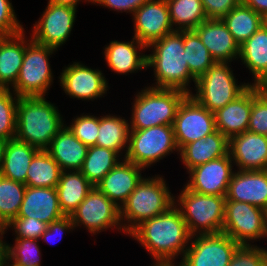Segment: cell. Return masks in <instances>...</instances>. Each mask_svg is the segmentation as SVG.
<instances>
[{
    "instance_id": "f1b7e54d",
    "label": "cell",
    "mask_w": 267,
    "mask_h": 266,
    "mask_svg": "<svg viewBox=\"0 0 267 266\" xmlns=\"http://www.w3.org/2000/svg\"><path fill=\"white\" fill-rule=\"evenodd\" d=\"M39 149L19 141L9 139L2 159L0 175L4 178L26 184V174L31 161Z\"/></svg>"
},
{
    "instance_id": "ac0fdd59",
    "label": "cell",
    "mask_w": 267,
    "mask_h": 266,
    "mask_svg": "<svg viewBox=\"0 0 267 266\" xmlns=\"http://www.w3.org/2000/svg\"><path fill=\"white\" fill-rule=\"evenodd\" d=\"M228 153L237 170H267V136L245 131L229 139Z\"/></svg>"
},
{
    "instance_id": "277c9868",
    "label": "cell",
    "mask_w": 267,
    "mask_h": 266,
    "mask_svg": "<svg viewBox=\"0 0 267 266\" xmlns=\"http://www.w3.org/2000/svg\"><path fill=\"white\" fill-rule=\"evenodd\" d=\"M164 176H144L120 208L123 231L129 235L142 222L164 213L174 205Z\"/></svg>"
},
{
    "instance_id": "52a82bcc",
    "label": "cell",
    "mask_w": 267,
    "mask_h": 266,
    "mask_svg": "<svg viewBox=\"0 0 267 266\" xmlns=\"http://www.w3.org/2000/svg\"><path fill=\"white\" fill-rule=\"evenodd\" d=\"M58 51L55 48L26 38V47L16 83L10 88L19 97H45L54 83L50 68L51 55ZM50 57V58H49Z\"/></svg>"
},
{
    "instance_id": "cb8c5ba5",
    "label": "cell",
    "mask_w": 267,
    "mask_h": 266,
    "mask_svg": "<svg viewBox=\"0 0 267 266\" xmlns=\"http://www.w3.org/2000/svg\"><path fill=\"white\" fill-rule=\"evenodd\" d=\"M252 109V85L241 95L214 112L216 130L228 140L247 131Z\"/></svg>"
},
{
    "instance_id": "4dcf8cb0",
    "label": "cell",
    "mask_w": 267,
    "mask_h": 266,
    "mask_svg": "<svg viewBox=\"0 0 267 266\" xmlns=\"http://www.w3.org/2000/svg\"><path fill=\"white\" fill-rule=\"evenodd\" d=\"M129 133L130 125L124 117L113 114L100 116L96 146L114 150L120 156H123L122 158H125L128 149Z\"/></svg>"
},
{
    "instance_id": "7dc6e473",
    "label": "cell",
    "mask_w": 267,
    "mask_h": 266,
    "mask_svg": "<svg viewBox=\"0 0 267 266\" xmlns=\"http://www.w3.org/2000/svg\"><path fill=\"white\" fill-rule=\"evenodd\" d=\"M149 0H96L95 5H101L104 8L117 11L118 13L126 12L132 14Z\"/></svg>"
},
{
    "instance_id": "1f68e13d",
    "label": "cell",
    "mask_w": 267,
    "mask_h": 266,
    "mask_svg": "<svg viewBox=\"0 0 267 266\" xmlns=\"http://www.w3.org/2000/svg\"><path fill=\"white\" fill-rule=\"evenodd\" d=\"M62 169L47 150H39L26 174V186L56 188Z\"/></svg>"
},
{
    "instance_id": "74e56055",
    "label": "cell",
    "mask_w": 267,
    "mask_h": 266,
    "mask_svg": "<svg viewBox=\"0 0 267 266\" xmlns=\"http://www.w3.org/2000/svg\"><path fill=\"white\" fill-rule=\"evenodd\" d=\"M9 263L14 266H41L39 241L30 238H15V245L8 246Z\"/></svg>"
},
{
    "instance_id": "9c48e42d",
    "label": "cell",
    "mask_w": 267,
    "mask_h": 266,
    "mask_svg": "<svg viewBox=\"0 0 267 266\" xmlns=\"http://www.w3.org/2000/svg\"><path fill=\"white\" fill-rule=\"evenodd\" d=\"M174 151L179 155L173 125L153 126L130 130L125 159L146 169Z\"/></svg>"
},
{
    "instance_id": "4316f807",
    "label": "cell",
    "mask_w": 267,
    "mask_h": 266,
    "mask_svg": "<svg viewBox=\"0 0 267 266\" xmlns=\"http://www.w3.org/2000/svg\"><path fill=\"white\" fill-rule=\"evenodd\" d=\"M25 30L0 39V87L10 89L19 75L26 47Z\"/></svg>"
},
{
    "instance_id": "c3c4849f",
    "label": "cell",
    "mask_w": 267,
    "mask_h": 266,
    "mask_svg": "<svg viewBox=\"0 0 267 266\" xmlns=\"http://www.w3.org/2000/svg\"><path fill=\"white\" fill-rule=\"evenodd\" d=\"M7 225L0 222V266H7V263L9 261L8 256V246L9 243H7L4 238V234L7 233Z\"/></svg>"
},
{
    "instance_id": "8d00e7d4",
    "label": "cell",
    "mask_w": 267,
    "mask_h": 266,
    "mask_svg": "<svg viewBox=\"0 0 267 266\" xmlns=\"http://www.w3.org/2000/svg\"><path fill=\"white\" fill-rule=\"evenodd\" d=\"M26 185L0 175V222L8 225L17 217Z\"/></svg>"
},
{
    "instance_id": "83f0119b",
    "label": "cell",
    "mask_w": 267,
    "mask_h": 266,
    "mask_svg": "<svg viewBox=\"0 0 267 266\" xmlns=\"http://www.w3.org/2000/svg\"><path fill=\"white\" fill-rule=\"evenodd\" d=\"M239 58L253 76L251 85L262 86L267 81V29L261 26L240 45Z\"/></svg>"
},
{
    "instance_id": "ffe728a7",
    "label": "cell",
    "mask_w": 267,
    "mask_h": 266,
    "mask_svg": "<svg viewBox=\"0 0 267 266\" xmlns=\"http://www.w3.org/2000/svg\"><path fill=\"white\" fill-rule=\"evenodd\" d=\"M142 170L145 169L123 158L96 187L121 208L144 177Z\"/></svg>"
},
{
    "instance_id": "60d3db41",
    "label": "cell",
    "mask_w": 267,
    "mask_h": 266,
    "mask_svg": "<svg viewBox=\"0 0 267 266\" xmlns=\"http://www.w3.org/2000/svg\"><path fill=\"white\" fill-rule=\"evenodd\" d=\"M73 135L84 145L95 146L99 130V116L82 114L74 117L67 126Z\"/></svg>"
},
{
    "instance_id": "6da1fadb",
    "label": "cell",
    "mask_w": 267,
    "mask_h": 266,
    "mask_svg": "<svg viewBox=\"0 0 267 266\" xmlns=\"http://www.w3.org/2000/svg\"><path fill=\"white\" fill-rule=\"evenodd\" d=\"M128 236L149 252L153 257V264H177L176 259L183 258L192 237L175 205L142 222Z\"/></svg>"
},
{
    "instance_id": "b9f144b4",
    "label": "cell",
    "mask_w": 267,
    "mask_h": 266,
    "mask_svg": "<svg viewBox=\"0 0 267 266\" xmlns=\"http://www.w3.org/2000/svg\"><path fill=\"white\" fill-rule=\"evenodd\" d=\"M267 249L253 245H239L228 266H266Z\"/></svg>"
},
{
    "instance_id": "f6af8a7d",
    "label": "cell",
    "mask_w": 267,
    "mask_h": 266,
    "mask_svg": "<svg viewBox=\"0 0 267 266\" xmlns=\"http://www.w3.org/2000/svg\"><path fill=\"white\" fill-rule=\"evenodd\" d=\"M207 19H222L242 0H201Z\"/></svg>"
},
{
    "instance_id": "5bb4252c",
    "label": "cell",
    "mask_w": 267,
    "mask_h": 266,
    "mask_svg": "<svg viewBox=\"0 0 267 266\" xmlns=\"http://www.w3.org/2000/svg\"><path fill=\"white\" fill-rule=\"evenodd\" d=\"M77 8L47 2L41 18L33 26L31 38L43 45L58 50L71 35L76 20Z\"/></svg>"
},
{
    "instance_id": "5b68a950",
    "label": "cell",
    "mask_w": 267,
    "mask_h": 266,
    "mask_svg": "<svg viewBox=\"0 0 267 266\" xmlns=\"http://www.w3.org/2000/svg\"><path fill=\"white\" fill-rule=\"evenodd\" d=\"M177 89H160L145 86L138 90L132 102L130 130L153 126L173 125L180 103L187 96Z\"/></svg>"
},
{
    "instance_id": "ab89813d",
    "label": "cell",
    "mask_w": 267,
    "mask_h": 266,
    "mask_svg": "<svg viewBox=\"0 0 267 266\" xmlns=\"http://www.w3.org/2000/svg\"><path fill=\"white\" fill-rule=\"evenodd\" d=\"M247 131L267 136V93L252 85V109Z\"/></svg>"
},
{
    "instance_id": "e575fe53",
    "label": "cell",
    "mask_w": 267,
    "mask_h": 266,
    "mask_svg": "<svg viewBox=\"0 0 267 266\" xmlns=\"http://www.w3.org/2000/svg\"><path fill=\"white\" fill-rule=\"evenodd\" d=\"M120 159L122 158L114 150L96 145L90 146L79 171L93 186H96L119 163Z\"/></svg>"
},
{
    "instance_id": "ba28073f",
    "label": "cell",
    "mask_w": 267,
    "mask_h": 266,
    "mask_svg": "<svg viewBox=\"0 0 267 266\" xmlns=\"http://www.w3.org/2000/svg\"><path fill=\"white\" fill-rule=\"evenodd\" d=\"M229 62H215L196 80L195 93L190 95L212 113L241 95L251 83H240Z\"/></svg>"
},
{
    "instance_id": "836d02e7",
    "label": "cell",
    "mask_w": 267,
    "mask_h": 266,
    "mask_svg": "<svg viewBox=\"0 0 267 266\" xmlns=\"http://www.w3.org/2000/svg\"><path fill=\"white\" fill-rule=\"evenodd\" d=\"M166 3L175 31L194 30L207 19L201 0H166Z\"/></svg>"
},
{
    "instance_id": "7402d4cb",
    "label": "cell",
    "mask_w": 267,
    "mask_h": 266,
    "mask_svg": "<svg viewBox=\"0 0 267 266\" xmlns=\"http://www.w3.org/2000/svg\"><path fill=\"white\" fill-rule=\"evenodd\" d=\"M103 48V56L107 66L114 73L121 75H129V73H137L146 69L147 62V47L140 43L134 36L131 41H110L108 45ZM142 52V53H141Z\"/></svg>"
},
{
    "instance_id": "484cf974",
    "label": "cell",
    "mask_w": 267,
    "mask_h": 266,
    "mask_svg": "<svg viewBox=\"0 0 267 266\" xmlns=\"http://www.w3.org/2000/svg\"><path fill=\"white\" fill-rule=\"evenodd\" d=\"M88 146L77 139L65 124L52 139L47 149L62 171H79L88 152Z\"/></svg>"
},
{
    "instance_id": "d6a6232c",
    "label": "cell",
    "mask_w": 267,
    "mask_h": 266,
    "mask_svg": "<svg viewBox=\"0 0 267 266\" xmlns=\"http://www.w3.org/2000/svg\"><path fill=\"white\" fill-rule=\"evenodd\" d=\"M222 21L239 46L262 26V16L243 3L232 9Z\"/></svg>"
},
{
    "instance_id": "11a10c76",
    "label": "cell",
    "mask_w": 267,
    "mask_h": 266,
    "mask_svg": "<svg viewBox=\"0 0 267 266\" xmlns=\"http://www.w3.org/2000/svg\"><path fill=\"white\" fill-rule=\"evenodd\" d=\"M261 87L267 93V81Z\"/></svg>"
},
{
    "instance_id": "8fae6325",
    "label": "cell",
    "mask_w": 267,
    "mask_h": 266,
    "mask_svg": "<svg viewBox=\"0 0 267 266\" xmlns=\"http://www.w3.org/2000/svg\"><path fill=\"white\" fill-rule=\"evenodd\" d=\"M70 217L74 228L83 226L92 235L110 228L125 234L120 219V208L96 186L88 192Z\"/></svg>"
},
{
    "instance_id": "f907efd6",
    "label": "cell",
    "mask_w": 267,
    "mask_h": 266,
    "mask_svg": "<svg viewBox=\"0 0 267 266\" xmlns=\"http://www.w3.org/2000/svg\"><path fill=\"white\" fill-rule=\"evenodd\" d=\"M82 0H49L48 2L57 4V5H64V6H71L74 8H77V5H79V3ZM88 2V3H92L95 4L96 0H83L82 2Z\"/></svg>"
},
{
    "instance_id": "9f6ffc18",
    "label": "cell",
    "mask_w": 267,
    "mask_h": 266,
    "mask_svg": "<svg viewBox=\"0 0 267 266\" xmlns=\"http://www.w3.org/2000/svg\"><path fill=\"white\" fill-rule=\"evenodd\" d=\"M266 239H267V211H266Z\"/></svg>"
},
{
    "instance_id": "9a60e30c",
    "label": "cell",
    "mask_w": 267,
    "mask_h": 266,
    "mask_svg": "<svg viewBox=\"0 0 267 266\" xmlns=\"http://www.w3.org/2000/svg\"><path fill=\"white\" fill-rule=\"evenodd\" d=\"M59 82L70 98L93 101L105 97L109 90L108 81L101 69H93L81 62H73L60 72Z\"/></svg>"
},
{
    "instance_id": "7bdbcfd3",
    "label": "cell",
    "mask_w": 267,
    "mask_h": 266,
    "mask_svg": "<svg viewBox=\"0 0 267 266\" xmlns=\"http://www.w3.org/2000/svg\"><path fill=\"white\" fill-rule=\"evenodd\" d=\"M47 226L48 224L34 218L16 217L7 225V228L15 232V238L40 240Z\"/></svg>"
},
{
    "instance_id": "d6986e66",
    "label": "cell",
    "mask_w": 267,
    "mask_h": 266,
    "mask_svg": "<svg viewBox=\"0 0 267 266\" xmlns=\"http://www.w3.org/2000/svg\"><path fill=\"white\" fill-rule=\"evenodd\" d=\"M226 200L245 202L267 211V170H235Z\"/></svg>"
},
{
    "instance_id": "db71d44e",
    "label": "cell",
    "mask_w": 267,
    "mask_h": 266,
    "mask_svg": "<svg viewBox=\"0 0 267 266\" xmlns=\"http://www.w3.org/2000/svg\"><path fill=\"white\" fill-rule=\"evenodd\" d=\"M153 264H151L152 266ZM153 266H178V264L174 263V264H159V263H154Z\"/></svg>"
},
{
    "instance_id": "7c38bea8",
    "label": "cell",
    "mask_w": 267,
    "mask_h": 266,
    "mask_svg": "<svg viewBox=\"0 0 267 266\" xmlns=\"http://www.w3.org/2000/svg\"><path fill=\"white\" fill-rule=\"evenodd\" d=\"M239 244L224 233L191 237L178 266H228Z\"/></svg>"
},
{
    "instance_id": "30bf717a",
    "label": "cell",
    "mask_w": 267,
    "mask_h": 266,
    "mask_svg": "<svg viewBox=\"0 0 267 266\" xmlns=\"http://www.w3.org/2000/svg\"><path fill=\"white\" fill-rule=\"evenodd\" d=\"M266 211L245 202L226 200L222 233L239 245L266 238Z\"/></svg>"
},
{
    "instance_id": "ee69618b",
    "label": "cell",
    "mask_w": 267,
    "mask_h": 266,
    "mask_svg": "<svg viewBox=\"0 0 267 266\" xmlns=\"http://www.w3.org/2000/svg\"><path fill=\"white\" fill-rule=\"evenodd\" d=\"M10 1L0 0V34L3 36H13L25 30Z\"/></svg>"
},
{
    "instance_id": "816d5d0a",
    "label": "cell",
    "mask_w": 267,
    "mask_h": 266,
    "mask_svg": "<svg viewBox=\"0 0 267 266\" xmlns=\"http://www.w3.org/2000/svg\"><path fill=\"white\" fill-rule=\"evenodd\" d=\"M8 140L5 138H0V169H1V164H2V159L5 153V148L7 145Z\"/></svg>"
},
{
    "instance_id": "8992f818",
    "label": "cell",
    "mask_w": 267,
    "mask_h": 266,
    "mask_svg": "<svg viewBox=\"0 0 267 266\" xmlns=\"http://www.w3.org/2000/svg\"><path fill=\"white\" fill-rule=\"evenodd\" d=\"M226 196L203 195L185 186L174 198L192 236L222 233Z\"/></svg>"
},
{
    "instance_id": "f35d334b",
    "label": "cell",
    "mask_w": 267,
    "mask_h": 266,
    "mask_svg": "<svg viewBox=\"0 0 267 266\" xmlns=\"http://www.w3.org/2000/svg\"><path fill=\"white\" fill-rule=\"evenodd\" d=\"M18 100L14 91L0 88V138H15Z\"/></svg>"
},
{
    "instance_id": "d4e9b609",
    "label": "cell",
    "mask_w": 267,
    "mask_h": 266,
    "mask_svg": "<svg viewBox=\"0 0 267 266\" xmlns=\"http://www.w3.org/2000/svg\"><path fill=\"white\" fill-rule=\"evenodd\" d=\"M229 140L218 130L197 141L186 144L179 157L186 171L228 154Z\"/></svg>"
},
{
    "instance_id": "7a4b0ae2",
    "label": "cell",
    "mask_w": 267,
    "mask_h": 266,
    "mask_svg": "<svg viewBox=\"0 0 267 266\" xmlns=\"http://www.w3.org/2000/svg\"><path fill=\"white\" fill-rule=\"evenodd\" d=\"M147 49L146 68H153L155 81L150 87L177 89L190 95V83L196 79L190 74L184 54V31H174L151 43ZM191 89V90H190Z\"/></svg>"
},
{
    "instance_id": "603a6c76",
    "label": "cell",
    "mask_w": 267,
    "mask_h": 266,
    "mask_svg": "<svg viewBox=\"0 0 267 266\" xmlns=\"http://www.w3.org/2000/svg\"><path fill=\"white\" fill-rule=\"evenodd\" d=\"M64 216L56 188L26 186L17 217L34 218L49 225Z\"/></svg>"
},
{
    "instance_id": "2e32d148",
    "label": "cell",
    "mask_w": 267,
    "mask_h": 266,
    "mask_svg": "<svg viewBox=\"0 0 267 266\" xmlns=\"http://www.w3.org/2000/svg\"><path fill=\"white\" fill-rule=\"evenodd\" d=\"M234 164L229 153L188 170L187 189L203 195L226 196Z\"/></svg>"
},
{
    "instance_id": "f5cc1de1",
    "label": "cell",
    "mask_w": 267,
    "mask_h": 266,
    "mask_svg": "<svg viewBox=\"0 0 267 266\" xmlns=\"http://www.w3.org/2000/svg\"><path fill=\"white\" fill-rule=\"evenodd\" d=\"M262 26L267 29V13L262 16Z\"/></svg>"
},
{
    "instance_id": "4fadbf2b",
    "label": "cell",
    "mask_w": 267,
    "mask_h": 266,
    "mask_svg": "<svg viewBox=\"0 0 267 266\" xmlns=\"http://www.w3.org/2000/svg\"><path fill=\"white\" fill-rule=\"evenodd\" d=\"M173 129L180 151L186 144L216 131L214 113L199 104L191 95H187L178 107Z\"/></svg>"
},
{
    "instance_id": "3957f363",
    "label": "cell",
    "mask_w": 267,
    "mask_h": 266,
    "mask_svg": "<svg viewBox=\"0 0 267 266\" xmlns=\"http://www.w3.org/2000/svg\"><path fill=\"white\" fill-rule=\"evenodd\" d=\"M59 112L45 97H19L15 138L39 150H47L66 122Z\"/></svg>"
},
{
    "instance_id": "bcb514c9",
    "label": "cell",
    "mask_w": 267,
    "mask_h": 266,
    "mask_svg": "<svg viewBox=\"0 0 267 266\" xmlns=\"http://www.w3.org/2000/svg\"><path fill=\"white\" fill-rule=\"evenodd\" d=\"M74 229V224L72 223V219L70 216H64L62 218H60L59 220L53 221L51 222L48 226L46 231L41 235L40 240L42 239L43 241H45L46 243H52V240L55 243V240H57L56 242H59V240H61V237L63 236L64 232H69V231H73ZM55 236H59L60 239L57 237L54 238ZM54 238V239H53Z\"/></svg>"
},
{
    "instance_id": "681fc988",
    "label": "cell",
    "mask_w": 267,
    "mask_h": 266,
    "mask_svg": "<svg viewBox=\"0 0 267 266\" xmlns=\"http://www.w3.org/2000/svg\"><path fill=\"white\" fill-rule=\"evenodd\" d=\"M242 3L261 16L267 13V0H242Z\"/></svg>"
},
{
    "instance_id": "6f0895ef",
    "label": "cell",
    "mask_w": 267,
    "mask_h": 266,
    "mask_svg": "<svg viewBox=\"0 0 267 266\" xmlns=\"http://www.w3.org/2000/svg\"><path fill=\"white\" fill-rule=\"evenodd\" d=\"M7 266H14V265H13V264H11V263L9 264V261H8V263H7Z\"/></svg>"
},
{
    "instance_id": "d590c367",
    "label": "cell",
    "mask_w": 267,
    "mask_h": 266,
    "mask_svg": "<svg viewBox=\"0 0 267 266\" xmlns=\"http://www.w3.org/2000/svg\"><path fill=\"white\" fill-rule=\"evenodd\" d=\"M184 54L190 74L196 80L216 62L194 30L184 31Z\"/></svg>"
},
{
    "instance_id": "44dd1931",
    "label": "cell",
    "mask_w": 267,
    "mask_h": 266,
    "mask_svg": "<svg viewBox=\"0 0 267 266\" xmlns=\"http://www.w3.org/2000/svg\"><path fill=\"white\" fill-rule=\"evenodd\" d=\"M194 31L216 62L231 63L239 59L240 46L222 19H206Z\"/></svg>"
},
{
    "instance_id": "f546056e",
    "label": "cell",
    "mask_w": 267,
    "mask_h": 266,
    "mask_svg": "<svg viewBox=\"0 0 267 266\" xmlns=\"http://www.w3.org/2000/svg\"><path fill=\"white\" fill-rule=\"evenodd\" d=\"M93 187L80 171H62L56 190L63 214L71 216Z\"/></svg>"
},
{
    "instance_id": "e0dca14e",
    "label": "cell",
    "mask_w": 267,
    "mask_h": 266,
    "mask_svg": "<svg viewBox=\"0 0 267 266\" xmlns=\"http://www.w3.org/2000/svg\"><path fill=\"white\" fill-rule=\"evenodd\" d=\"M134 37L146 47L174 32L166 0H149L131 15Z\"/></svg>"
}]
</instances>
